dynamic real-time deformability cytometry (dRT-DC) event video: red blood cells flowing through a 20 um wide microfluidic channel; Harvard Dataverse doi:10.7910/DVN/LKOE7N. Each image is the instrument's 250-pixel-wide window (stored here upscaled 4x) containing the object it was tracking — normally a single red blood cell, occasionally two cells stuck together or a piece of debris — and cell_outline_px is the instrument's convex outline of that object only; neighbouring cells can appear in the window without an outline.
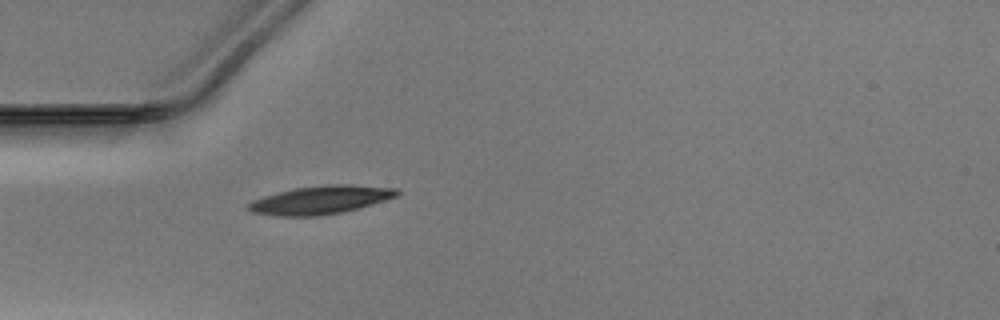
{"species": "Egyptian fruit bat (a non-hibernating species)", "species_latin": "Rousettus aegyptiacus", "temperature_condition": "warm", "stored_images_in_passage": 21, "camera_frame_rate_fps": 3000, "um_per_image_px": 0.085, "animal": {"sex": "male"}, "frame": {"image": 1, "passage_image": 1, "time_ms": 0.0, "image_size_px": [1000, 320], "cell_outline_px": [[400, 192], [396, 196], [384, 200], [356, 208], [340, 212], [320, 216], [276, 216], [252, 212], [248, 208], [248, 204], [252, 200], [264, 196], [296, 188], [328, 184], [352, 184], [396, 188]], "centroid_in_image_um": [27.23, 16.99], "position_along_channel_um": 57.8, "area_um2": 24.16}}
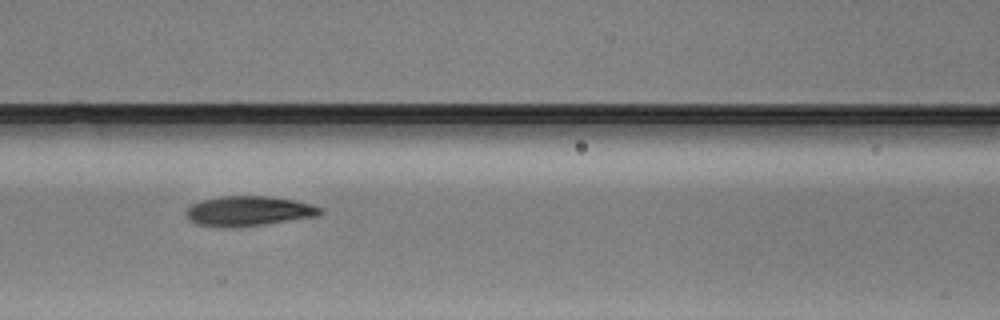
{"frame": {"image": 2, "passage_image": 8, "time_ms": 2.333, "image_size_px": [1000, 320], "cell_outline_px": [[324, 212], [320, 216], [236, 228], [232, 228], [196, 224], [188, 220], [184, 212], [192, 204], [200, 200], [220, 196], [268, 196], [296, 200], [324, 208]], "centroid_in_image_um": [21.15, 17.94], "position_along_channel_um": 145.5, "area_um2": 23.76}}
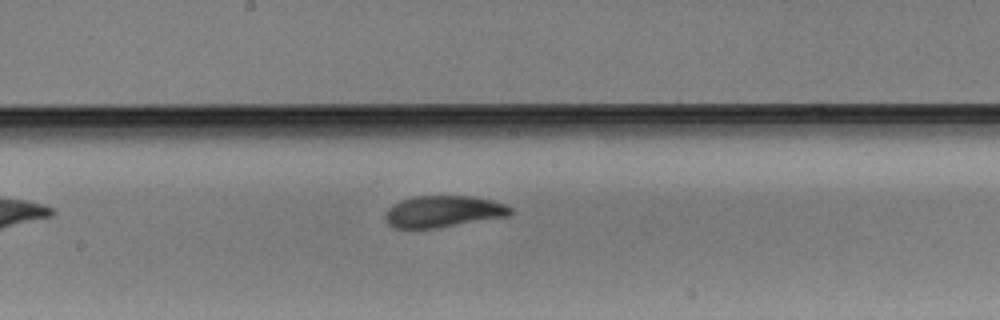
{"frame": {"image": 3, "passage_image": 13, "time_ms": 4.0, "image_size_px": [1000, 320], "cell_outline_px": [[512, 212], [508, 216], [436, 228], [392, 228], [384, 220], [384, 212], [392, 204], [400, 200], [416, 196], [468, 196], [488, 200], [504, 204], [512, 208]], "centroid_in_image_um": [37.59, 17.98], "position_along_channel_um": 210.6, "area_um2": 23.0}}